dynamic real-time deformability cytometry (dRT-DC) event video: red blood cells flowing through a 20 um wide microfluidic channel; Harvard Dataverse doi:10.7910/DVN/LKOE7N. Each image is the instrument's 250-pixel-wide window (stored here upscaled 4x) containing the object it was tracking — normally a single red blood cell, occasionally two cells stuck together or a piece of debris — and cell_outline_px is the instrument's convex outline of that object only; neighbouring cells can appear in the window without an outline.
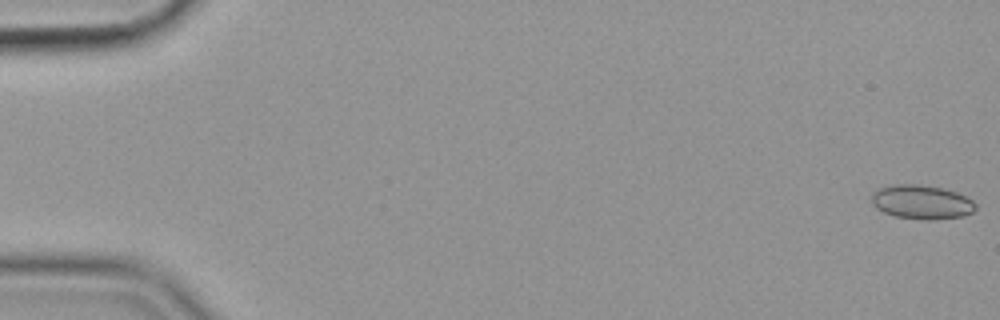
{"species": "common noctule bat (a hibernating species)", "species_latin": "Nyctalus noctula", "temperature_condition": "cold", "stored_images_in_passage": 14, "camera_frame_rate_fps": 3000, "um_per_image_px": 0.085, "animal": {"sex": "female", "body_mass_g": 19.9}, "frame": {"image": 1, "passage_image": 1, "time_ms": 0.0, "image_size_px": [1000, 320], "cell_outline_px": [[976, 208], [972, 212], [964, 216], [932, 220], [924, 220], [896, 216], [884, 212], [876, 208], [872, 204], [872, 192], [880, 188], [892, 184], [920, 184], [944, 188], [956, 192], [972, 200], [976, 204]], "centroid_in_image_um": [78.34, 17.17], "position_along_channel_um": 6.7, "area_um2": 20.75}}